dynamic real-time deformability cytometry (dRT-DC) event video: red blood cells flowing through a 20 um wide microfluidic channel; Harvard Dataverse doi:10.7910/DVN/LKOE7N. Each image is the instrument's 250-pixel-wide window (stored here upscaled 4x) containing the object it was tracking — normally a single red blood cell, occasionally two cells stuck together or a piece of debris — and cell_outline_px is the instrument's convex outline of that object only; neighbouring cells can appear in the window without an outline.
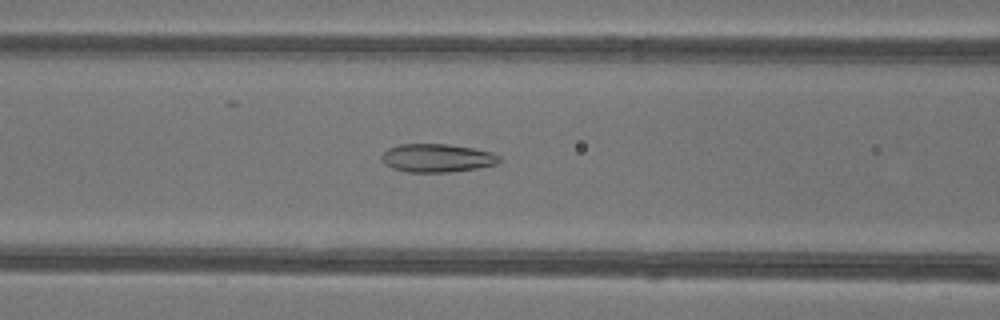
{"species": "common noctule bat (a hibernating species)", "species_latin": "Nyctalus noctula", "temperature_condition": "warm", "stored_images_in_passage": 50, "camera_frame_rate_fps": 3000, "um_per_image_px": 0.085, "animal": {"sex": "female"}, "frame": {"image": 1, "passage_image": 22, "time_ms": 7.0, "image_size_px": [1000, 320], "cell_outline_px": [[500, 160], [496, 164], [476, 168], [448, 172], [408, 172], [392, 168], [384, 164], [380, 156], [388, 148], [400, 144], [448, 144], [472, 148], [492, 152], [500, 156]], "centroid_in_image_um": [37.12, 13.43], "position_along_channel_um": 129.5, "area_um2": 19.36}}
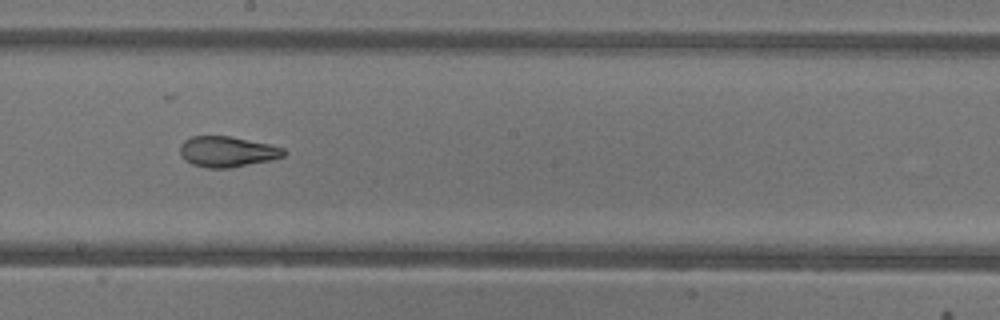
{"frame": {"image": 2, "passage_image": 29, "time_ms": 9.333, "image_size_px": [1000, 320], "cell_outline_px": [[288, 152], [284, 156], [272, 160], [228, 168], [208, 168], [192, 164], [184, 160], [180, 156], [180, 144], [184, 140], [192, 136], [232, 136], [272, 144], [284, 148]], "centroid_in_image_um": [19.33, 12.88], "position_along_channel_um": 228.9, "area_um2": 18.84}}
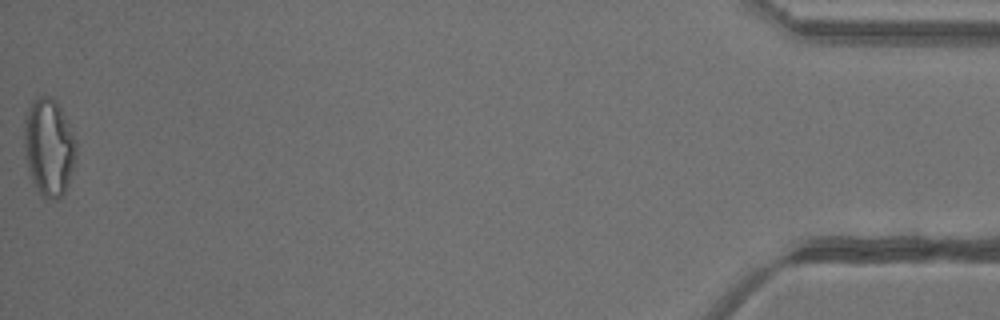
{"frame": {"image": 3, "passage_image": 50, "time_ms": 16.333, "image_size_px": [1000, 320], "cell_outline_px": [[76, 152], [68, 184], [64, 196], [56, 200], [44, 200], [32, 180], [24, 156], [24, 112], [40, 96], [48, 96], [56, 100], [76, 140]], "centroid_in_image_um": [4.13, 12.55], "position_along_channel_um": 431.1, "area_um2": 29.59}, "authors_computed_cell_mechanics": {"area_um2": 22.0796, "velocity_mm_per_s": 4.2568, "shape_relaxation_time_tau1_ms": 8.3636, "shape_relaxation_time_tau2_ms": 0.9403, "deformation_change_tau1": 0.2514, "deformation_change_tau2": 0.0766}}